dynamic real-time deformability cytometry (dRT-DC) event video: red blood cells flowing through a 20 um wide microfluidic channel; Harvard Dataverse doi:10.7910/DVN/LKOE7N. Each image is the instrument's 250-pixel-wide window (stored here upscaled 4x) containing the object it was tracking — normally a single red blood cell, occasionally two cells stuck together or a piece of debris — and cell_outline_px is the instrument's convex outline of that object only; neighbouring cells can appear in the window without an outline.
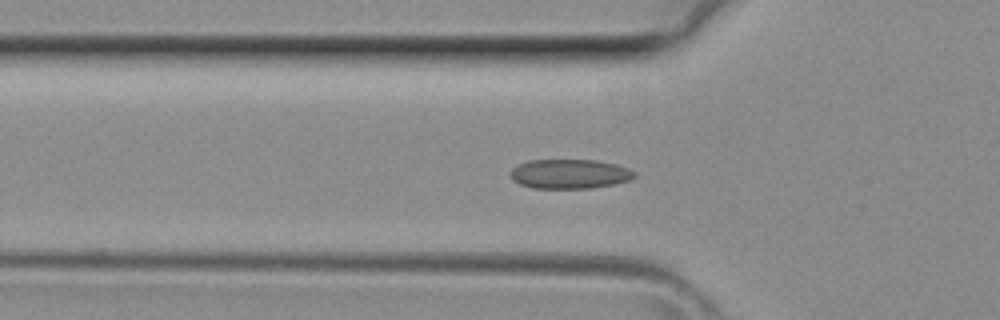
{"species": "common noctule bat (a hibernating species)", "species_latin": "Nyctalus noctula", "temperature_condition": "room temperature", "stored_images_in_passage": 33, "segment_of_instrument_passage": [1, 2], "camera_frame_rate_fps": 3000, "um_per_image_px": 0.085, "animal": {"sex": "female", "body_mass_g": 29.2, "forearm_length_mm": 56.3}, "frame": {"image": 1, "passage_image": 4, "time_ms": 1.0, "image_size_px": [1000, 320], "cell_outline_px": [[636, 176], [628, 180], [616, 184], [592, 188], [532, 188], [520, 184], [512, 180], [508, 172], [512, 168], [528, 160], [596, 160], [616, 164], [628, 168], [636, 172]], "centroid_in_image_um": [48.41, 14.78], "position_along_channel_um": 77.4, "area_um2": 21.44}}
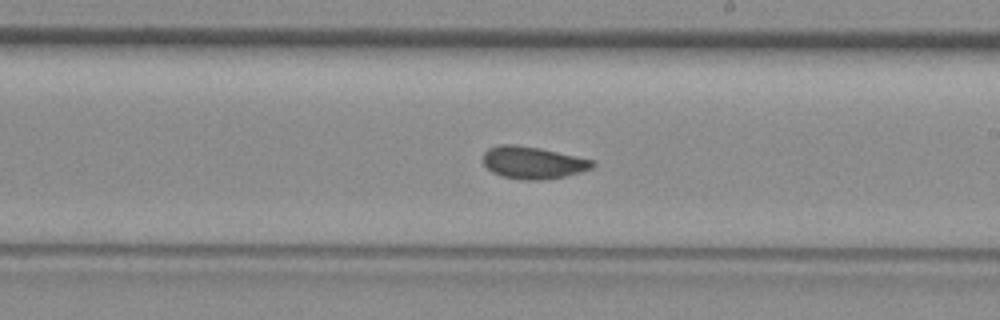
{"frame": {"image": 2, "passage_image": 14, "time_ms": 4.333, "image_size_px": [1000, 320], "cell_outline_px": [[596, 164], [592, 168], [580, 172], [564, 176], [544, 180], [520, 180], [504, 176], [492, 172], [484, 164], [484, 152], [488, 148], [500, 144], [516, 144], [540, 148], [596, 160]], "centroid_in_image_um": [45.33, 13.81], "position_along_channel_um": 243.7, "area_um2": 20.69}}
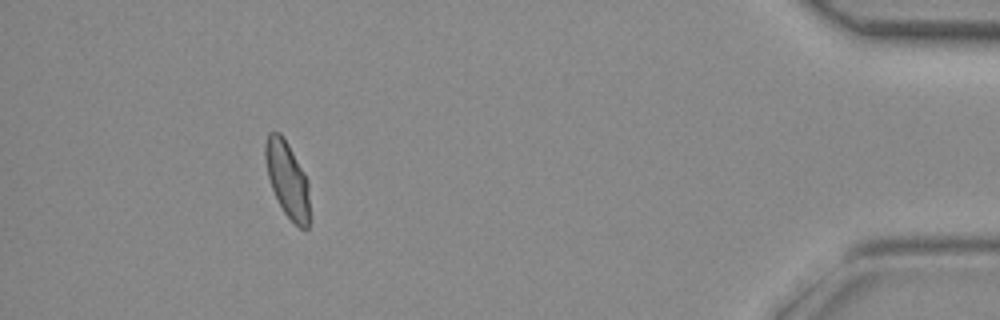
{"frame": {"image": 3, "passage_image": 28, "time_ms": 9.0, "image_size_px": [1000, 320], "cell_outline_px": [[308, 228], [300, 228], [284, 212], [272, 188], [268, 176], [264, 156], [264, 144], [268, 132], [280, 132], [288, 144], [304, 172], [308, 180]], "centroid_in_image_um": [24.4, 15.19], "position_along_channel_um": 410.8, "area_um2": 19.25}}